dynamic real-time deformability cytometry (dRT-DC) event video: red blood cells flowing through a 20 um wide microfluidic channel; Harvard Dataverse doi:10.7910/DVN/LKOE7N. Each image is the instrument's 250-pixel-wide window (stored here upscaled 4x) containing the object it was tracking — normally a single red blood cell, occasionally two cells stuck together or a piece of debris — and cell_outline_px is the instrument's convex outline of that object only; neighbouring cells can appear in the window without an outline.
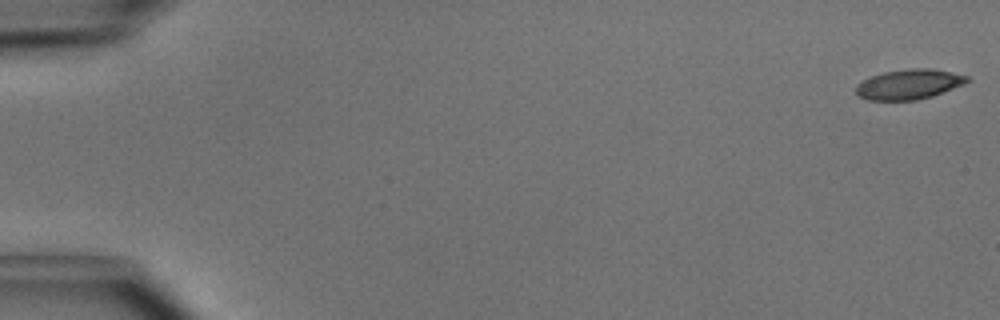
{"species": "common noctule bat (a hibernating species)", "species_latin": "Nyctalus noctula", "temperature_condition": "cold", "stored_images_in_passage": 50, "camera_frame_rate_fps": 3000, "um_per_image_px": 0.085, "animal": {"sex": "male", "body_mass_g": 15.6}, "frame": {"image": 1, "passage_image": 1, "time_ms": 0.0, "image_size_px": [1000, 320], "cell_outline_px": [[972, 80], [964, 84], [932, 96], [916, 100], [868, 100], [860, 96], [856, 92], [856, 84], [872, 76], [884, 72], [912, 68], [928, 68], [968, 76]], "centroid_in_image_um": [77.27, 7.17], "position_along_channel_um": 7.7, "area_um2": 19.19}}
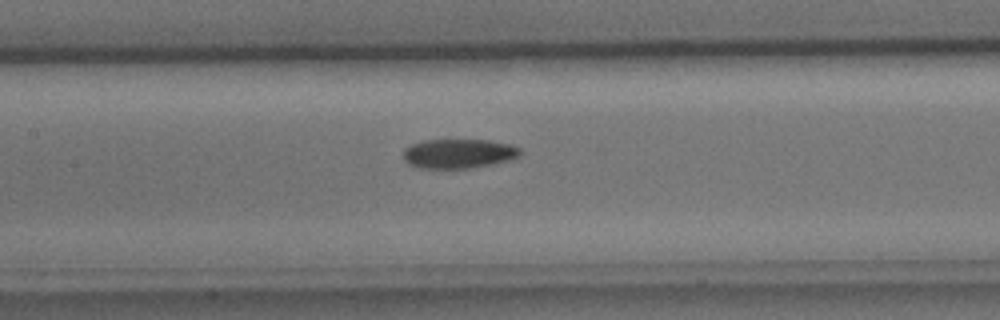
{"frame": {"image": 2, "passage_image": 24, "time_ms": 7.667, "image_size_px": [1000, 320], "cell_outline_px": [[524, 152], [520, 156], [512, 160], [472, 168], [420, 168], [408, 164], [404, 160], [404, 148], [412, 144], [424, 140], [488, 140], [512, 144], [520, 148]], "centroid_in_image_um": [39.04, 13.05], "position_along_channel_um": 168.4, "area_um2": 20.29}}
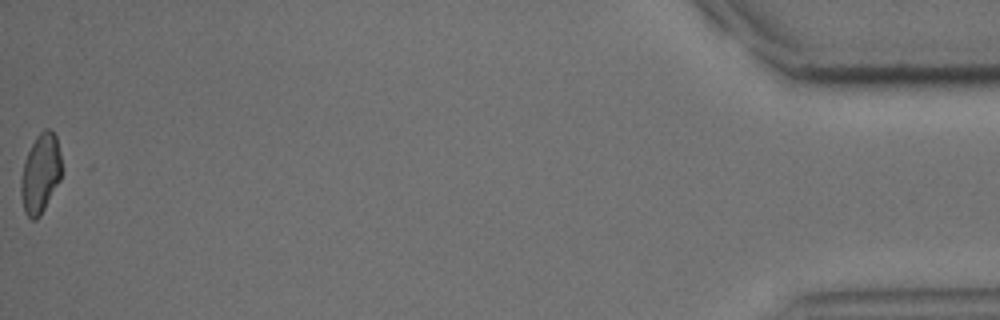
{"frame": {"image": 3, "passage_image": 50, "time_ms": 16.333, "image_size_px": [1000, 320], "cell_outline_px": [[60, 180], [40, 216], [36, 220], [32, 220], [24, 212], [20, 192], [20, 180], [24, 160], [36, 136], [44, 128], [48, 128], [56, 136], [60, 152]], "centroid_in_image_um": [3.41, 14.76], "position_along_channel_um": 431.8, "area_um2": 18.73}, "authors_computed_cell_mechanics": {"area_um2": 20.1144, "velocity_mm_per_s": 4.0842, "shape_relaxation_time_tau1_ms": 4.7713, "shape_relaxation_time_tau2_ms": null, "deformation_change_tau1": 0.1263, "deformation_change_tau2": null}}